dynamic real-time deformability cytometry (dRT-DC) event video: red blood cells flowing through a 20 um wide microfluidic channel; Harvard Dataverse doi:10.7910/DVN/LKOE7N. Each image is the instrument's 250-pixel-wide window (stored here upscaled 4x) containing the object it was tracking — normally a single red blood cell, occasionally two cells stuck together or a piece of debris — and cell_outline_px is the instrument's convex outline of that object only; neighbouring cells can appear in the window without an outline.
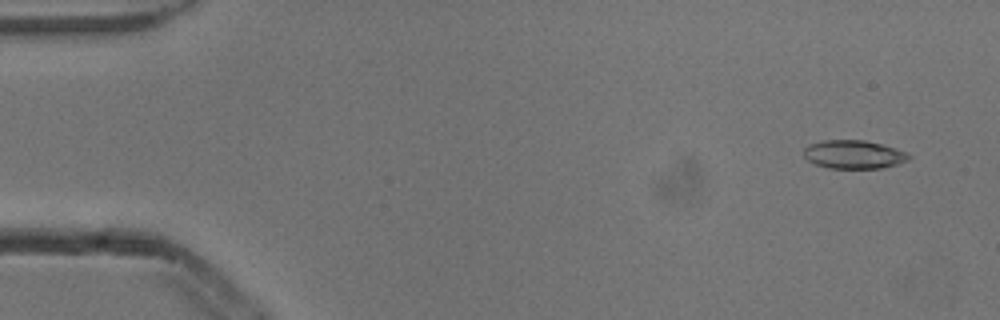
{"species": "common noctule bat (a hibernating species)", "species_latin": "Nyctalus noctula", "temperature_condition": "cold", "stored_images_in_passage": 3, "camera_frame_rate_fps": 3000, "um_per_image_px": 0.085, "animal": {"sex": "male", "body_mass_g": 13.3}, "frame": {"image": 1, "passage_image": 2, "time_ms": 0.333, "image_size_px": [1000, 320], "cell_outline_px": [[912, 156], [908, 160], [896, 164], [880, 168], [828, 168], [816, 164], [808, 160], [804, 156], [804, 148], [808, 144], [824, 140], [864, 140], [880, 144], [904, 152]], "centroid_in_image_um": [72.52, 13.12], "position_along_channel_um": 12.5, "area_um2": 17.17}}